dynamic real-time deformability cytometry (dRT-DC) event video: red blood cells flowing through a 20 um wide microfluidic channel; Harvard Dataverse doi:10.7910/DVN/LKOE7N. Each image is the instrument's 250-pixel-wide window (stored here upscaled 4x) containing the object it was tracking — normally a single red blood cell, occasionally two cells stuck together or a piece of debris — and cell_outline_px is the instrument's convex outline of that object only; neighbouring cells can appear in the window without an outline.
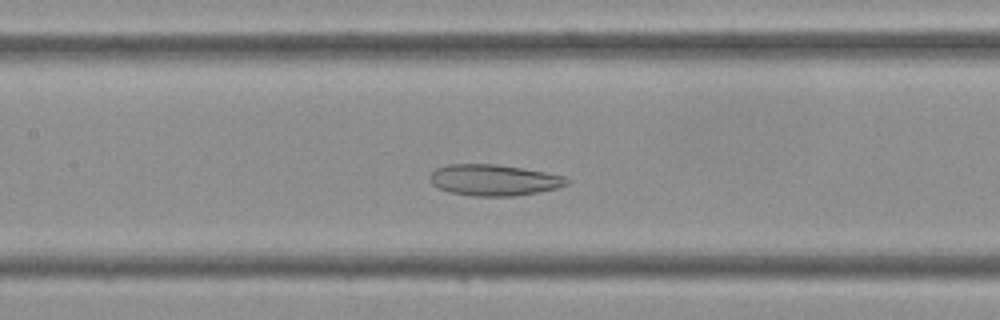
{"species": "Egyptian fruit bat (a non-hibernating species)", "species_latin": "Rousettus aegyptiacus", "temperature_condition": "cold", "stored_images_in_passage": 31, "segment_of_instrument_passage": [1, 2], "camera_frame_rate_fps": 3000, "um_per_image_px": 0.085, "frame": {"image": 1, "passage_image": 7, "time_ms": 2.0, "image_size_px": [1000, 320], "cell_outline_px": [[568, 184], [556, 188], [516, 196], [472, 196], [448, 192], [432, 184], [428, 176], [436, 168], [448, 164], [496, 164], [544, 172], [564, 176], [568, 180]], "centroid_in_image_um": [41.93, 15.31], "position_along_channel_um": 165.5, "area_um2": 24.74}}
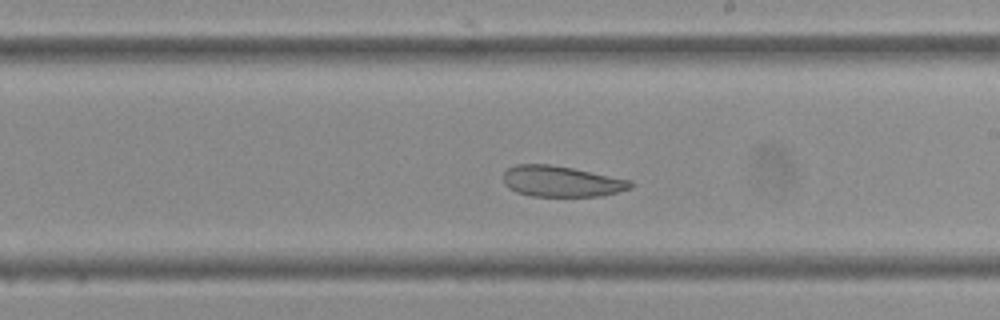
{"frame": {"image": 2, "passage_image": 12, "time_ms": 3.667, "image_size_px": [1000, 320], "cell_outline_px": [[632, 188], [600, 196], [532, 196], [516, 192], [508, 188], [504, 184], [504, 172], [508, 168], [516, 164], [548, 164], [572, 168], [632, 180]], "centroid_in_image_um": [47.7, 15.41], "position_along_channel_um": 241.3, "area_um2": 22.83}}
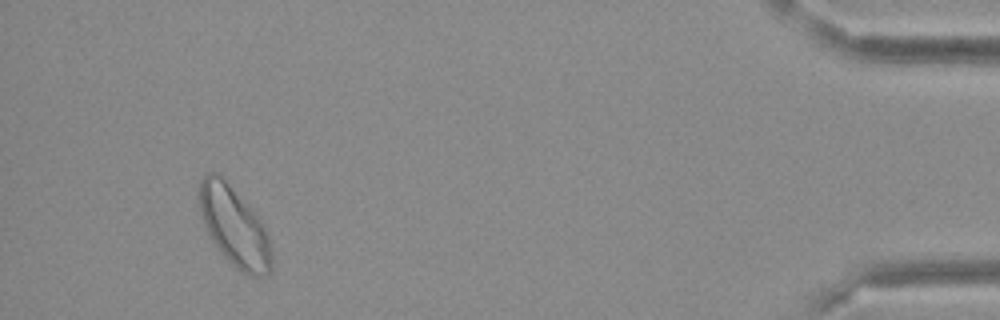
{"frame": {"image": 3, "passage_image": 28, "time_ms": 9.0, "image_size_px": [1000, 320], "cell_outline_px": [[272, 268], [264, 276], [248, 276], [240, 272], [228, 260], [208, 236], [200, 212], [200, 180], [208, 172], [216, 172], [260, 216], [268, 236], [272, 260]], "centroid_in_image_um": [19.93, 19.28], "position_along_channel_um": 415.3, "area_um2": 33.29}}